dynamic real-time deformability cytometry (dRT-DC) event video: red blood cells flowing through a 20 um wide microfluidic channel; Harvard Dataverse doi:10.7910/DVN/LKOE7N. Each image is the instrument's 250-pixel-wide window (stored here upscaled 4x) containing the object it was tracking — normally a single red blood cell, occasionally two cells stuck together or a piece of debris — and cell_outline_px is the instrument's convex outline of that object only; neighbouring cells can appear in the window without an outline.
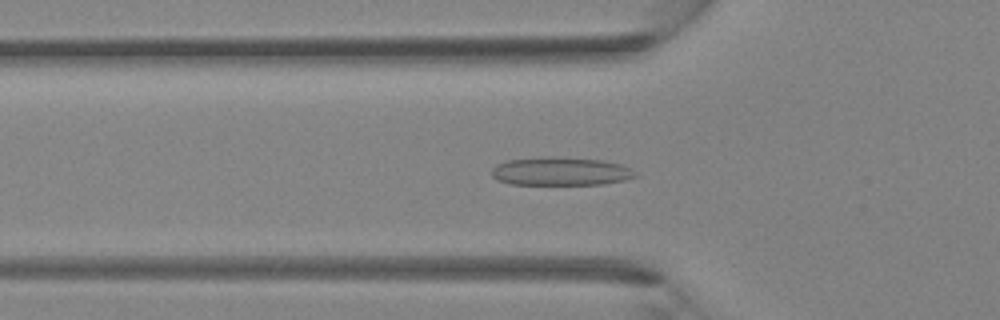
{"species": "Egyptian fruit bat (a non-hibernating species)", "species_latin": "Rousettus aegyptiacus", "temperature_condition": "room temperature", "stored_images_in_passage": 33, "camera_frame_rate_fps": 3000, "um_per_image_px": 0.085, "animal": {"sex": "female"}, "frame": {"image": 1, "passage_image": 7, "time_ms": 2.0, "image_size_px": [1000, 320], "cell_outline_px": [[640, 176], [624, 180], [604, 184], [512, 184], [496, 180], [492, 176], [492, 168], [496, 164], [508, 160], [544, 156], [604, 160], [620, 164], [632, 168]], "centroid_in_image_um": [47.68, 14.56], "position_along_channel_um": 78.1, "area_um2": 23.87}}
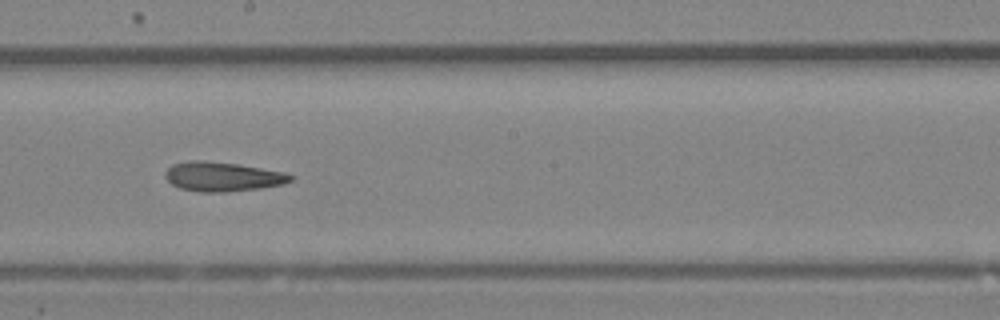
{"frame": {"image": 2, "passage_image": 16, "time_ms": 5.0, "image_size_px": [1000, 320], "cell_outline_px": [[296, 176], [292, 180], [284, 184], [260, 188], [224, 192], [200, 192], [180, 188], [172, 184], [164, 176], [164, 172], [172, 164], [188, 160], [204, 160], [240, 164], [284, 172]], "centroid_in_image_um": [18.92, 15.0], "position_along_channel_um": 229.3, "area_um2": 21.68}}
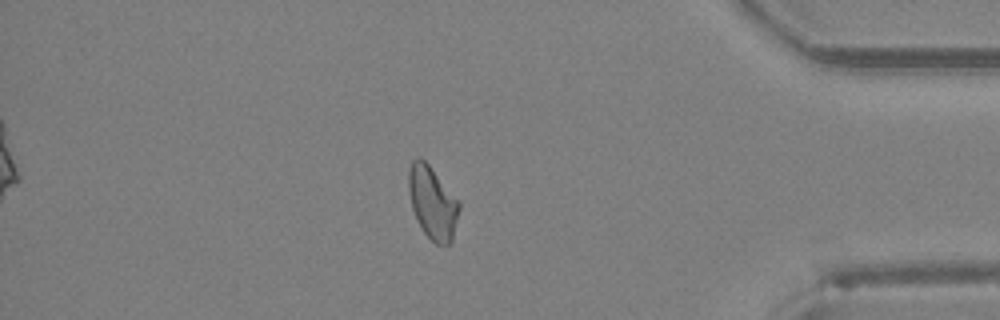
{"frame": {"image": 3, "passage_image": 28, "time_ms": 9.0, "image_size_px": [1000, 320], "cell_outline_px": [[460, 208], [452, 240], [448, 244], [436, 244], [424, 232], [412, 208], [408, 188], [408, 172], [412, 160], [416, 156], [420, 156], [428, 164], [460, 200]], "centroid_in_image_um": [36.77, 17.18], "position_along_channel_um": 398.4, "area_um2": 21.33}}